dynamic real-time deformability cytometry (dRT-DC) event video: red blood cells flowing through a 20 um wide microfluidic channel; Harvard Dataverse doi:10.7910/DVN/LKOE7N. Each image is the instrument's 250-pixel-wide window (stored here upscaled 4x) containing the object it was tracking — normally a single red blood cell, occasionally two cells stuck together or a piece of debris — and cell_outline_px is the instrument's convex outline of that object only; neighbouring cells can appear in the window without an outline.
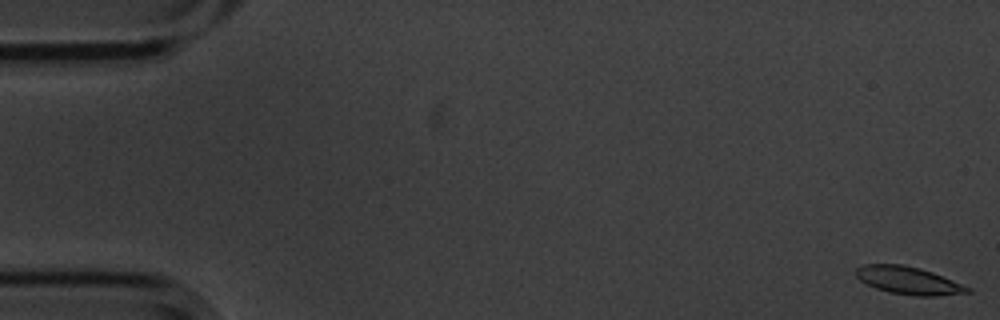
{"species": "common noctule bat (a hibernating species)", "species_latin": "Nyctalus noctula", "temperature_condition": "cold", "stored_images_in_passage": 57, "segment_of_instrument_passage": [1, 2], "camera_frame_rate_fps": 3000, "um_per_image_px": 0.085, "animal": {"sex": "male", "body_mass_g": 20.1, "forearm_length_mm": 53.5}, "frame": {"image": 1, "passage_image": 1, "time_ms": 0.0, "image_size_px": [1000, 320], "cell_outline_px": [[972, 292], [936, 296], [916, 296], [888, 292], [876, 288], [860, 280], [852, 272], [856, 268], [864, 264], [904, 264], [920, 268], [932, 272], [972, 288]], "centroid_in_image_um": [77.2, 23.83], "position_along_channel_um": 7.8, "area_um2": 18.09}}
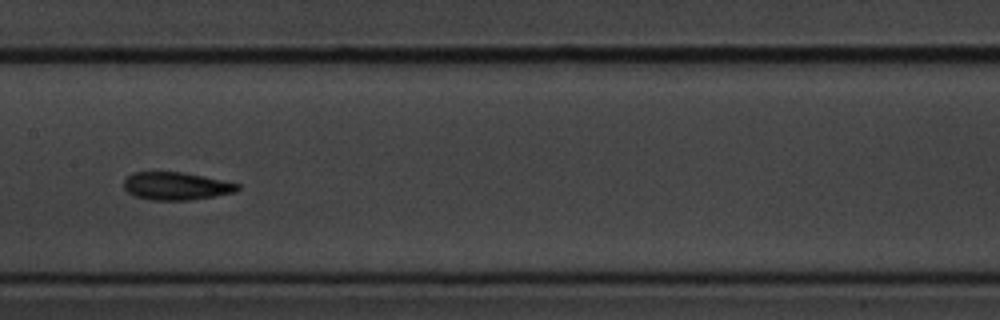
{"frame": {"image": 2, "passage_image": 28, "time_ms": 9.0, "image_size_px": [1000, 320], "cell_outline_px": [[240, 188], [236, 192], [192, 200], [152, 200], [136, 196], [128, 192], [124, 188], [124, 180], [132, 172], [184, 172], [204, 176], [240, 184]], "centroid_in_image_um": [14.99, 15.81], "position_along_channel_um": 192.4, "area_um2": 18.44}}
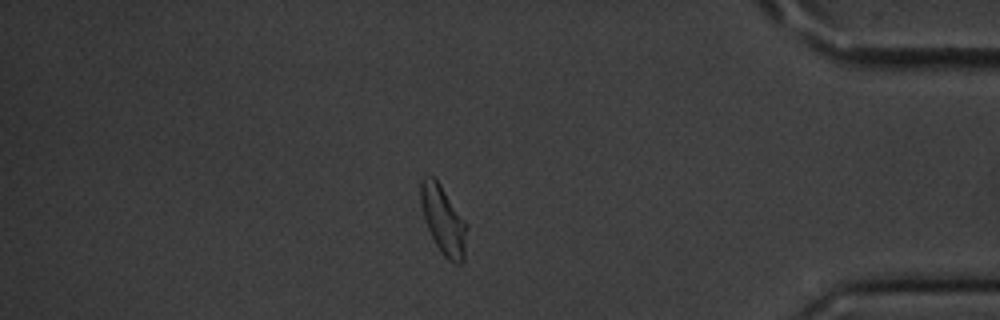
{"frame": {"image": 3, "passage_image": 48, "time_ms": 15.667, "image_size_px": [1000, 320], "cell_outline_px": [[468, 228], [464, 260], [460, 264], [456, 264], [448, 260], [444, 256], [436, 244], [428, 228], [420, 204], [420, 180], [428, 172], [440, 184], [468, 224]], "centroid_in_image_um": [37.7, 18.69], "position_along_channel_um": 397.5, "area_um2": 18.55}}